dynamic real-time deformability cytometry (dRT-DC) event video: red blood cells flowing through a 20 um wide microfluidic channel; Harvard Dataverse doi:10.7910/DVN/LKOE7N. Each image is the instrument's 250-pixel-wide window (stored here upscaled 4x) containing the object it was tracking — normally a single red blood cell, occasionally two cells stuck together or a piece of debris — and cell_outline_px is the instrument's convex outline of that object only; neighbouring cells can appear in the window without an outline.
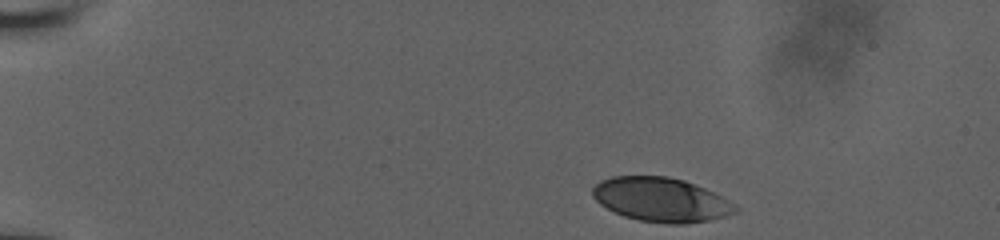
{"species": "human", "species_latin": "Homo sapiens", "temperature_condition": "room temperature", "stored_images_in_passage": 7, "camera_frame_rate_fps": 3000, "um_per_image_px": 0.085, "donor": {"sex": "male"}, "frame": {"image": 1, "passage_image": 1, "time_ms": 0.0, "image_size_px": [1000, 240], "cell_outline_px": [[740, 208], [736, 212], [728, 216], [708, 220], [684, 224], [668, 224], [640, 220], [624, 216], [600, 204], [592, 196], [592, 188], [600, 180], [612, 176], [668, 176], [684, 180], [696, 184], [736, 204]], "centroid_in_image_um": [56.2, 16.97], "position_along_channel_um": 28.8, "area_um2": 36.76}}
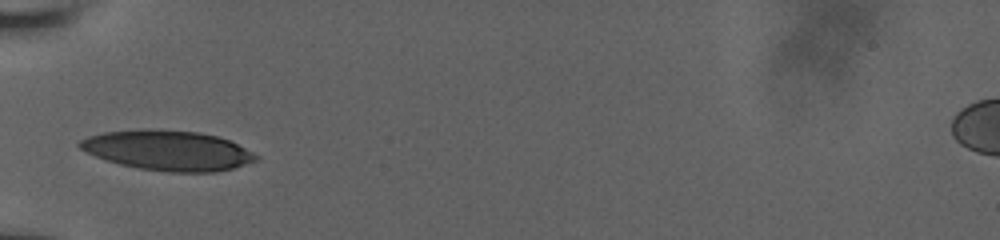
{"frame": {"image": 2, "passage_image": 6, "time_ms": 3.667, "image_size_px": [1000, 240], "cell_outline_px": [[260, 160], [232, 168], [212, 172], [168, 172], [136, 168], [104, 160], [80, 148], [76, 144], [80, 140], [88, 136], [104, 132], [144, 128], [196, 132], [216, 136], [228, 140], [260, 156]], "centroid_in_image_um": [14.24, 12.79], "position_along_channel_um": 70.8, "area_um2": 41.04}}